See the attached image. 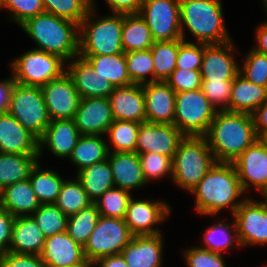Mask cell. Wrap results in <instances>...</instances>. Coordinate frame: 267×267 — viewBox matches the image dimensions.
I'll return each instance as SVG.
<instances>
[{
  "label": "cell",
  "mask_w": 267,
  "mask_h": 267,
  "mask_svg": "<svg viewBox=\"0 0 267 267\" xmlns=\"http://www.w3.org/2000/svg\"><path fill=\"white\" fill-rule=\"evenodd\" d=\"M217 163H233L257 140L251 114L218 110L204 135Z\"/></svg>",
  "instance_id": "cell-1"
},
{
  "label": "cell",
  "mask_w": 267,
  "mask_h": 267,
  "mask_svg": "<svg viewBox=\"0 0 267 267\" xmlns=\"http://www.w3.org/2000/svg\"><path fill=\"white\" fill-rule=\"evenodd\" d=\"M191 192L196 210L203 215H214L226 207L234 214L242 201L234 202L244 193L232 163H216Z\"/></svg>",
  "instance_id": "cell-2"
},
{
  "label": "cell",
  "mask_w": 267,
  "mask_h": 267,
  "mask_svg": "<svg viewBox=\"0 0 267 267\" xmlns=\"http://www.w3.org/2000/svg\"><path fill=\"white\" fill-rule=\"evenodd\" d=\"M20 27L37 43L38 50L59 56L64 61L78 58L77 23L44 12L28 19Z\"/></svg>",
  "instance_id": "cell-3"
},
{
  "label": "cell",
  "mask_w": 267,
  "mask_h": 267,
  "mask_svg": "<svg viewBox=\"0 0 267 267\" xmlns=\"http://www.w3.org/2000/svg\"><path fill=\"white\" fill-rule=\"evenodd\" d=\"M220 0H180L182 39L184 25L197 38L199 45L222 44L231 41L223 24Z\"/></svg>",
  "instance_id": "cell-4"
},
{
  "label": "cell",
  "mask_w": 267,
  "mask_h": 267,
  "mask_svg": "<svg viewBox=\"0 0 267 267\" xmlns=\"http://www.w3.org/2000/svg\"><path fill=\"white\" fill-rule=\"evenodd\" d=\"M216 163L205 136H184L172 159L173 181L191 192Z\"/></svg>",
  "instance_id": "cell-5"
},
{
  "label": "cell",
  "mask_w": 267,
  "mask_h": 267,
  "mask_svg": "<svg viewBox=\"0 0 267 267\" xmlns=\"http://www.w3.org/2000/svg\"><path fill=\"white\" fill-rule=\"evenodd\" d=\"M94 5L80 23L79 55H115L124 53L122 47V26L124 14L114 13L90 22ZM93 22V23H92Z\"/></svg>",
  "instance_id": "cell-6"
},
{
  "label": "cell",
  "mask_w": 267,
  "mask_h": 267,
  "mask_svg": "<svg viewBox=\"0 0 267 267\" xmlns=\"http://www.w3.org/2000/svg\"><path fill=\"white\" fill-rule=\"evenodd\" d=\"M8 112L38 140L47 129L50 118L41 87L14 82Z\"/></svg>",
  "instance_id": "cell-7"
},
{
  "label": "cell",
  "mask_w": 267,
  "mask_h": 267,
  "mask_svg": "<svg viewBox=\"0 0 267 267\" xmlns=\"http://www.w3.org/2000/svg\"><path fill=\"white\" fill-rule=\"evenodd\" d=\"M217 111L201 88L176 93L174 125L185 136H204Z\"/></svg>",
  "instance_id": "cell-8"
},
{
  "label": "cell",
  "mask_w": 267,
  "mask_h": 267,
  "mask_svg": "<svg viewBox=\"0 0 267 267\" xmlns=\"http://www.w3.org/2000/svg\"><path fill=\"white\" fill-rule=\"evenodd\" d=\"M63 62L64 60L59 56L37 48L32 49L12 62L14 82L42 87L51 80L60 78L66 72L63 69Z\"/></svg>",
  "instance_id": "cell-9"
},
{
  "label": "cell",
  "mask_w": 267,
  "mask_h": 267,
  "mask_svg": "<svg viewBox=\"0 0 267 267\" xmlns=\"http://www.w3.org/2000/svg\"><path fill=\"white\" fill-rule=\"evenodd\" d=\"M132 237L124 219L100 215L88 242L83 247L86 260L95 263L102 257L121 254Z\"/></svg>",
  "instance_id": "cell-10"
},
{
  "label": "cell",
  "mask_w": 267,
  "mask_h": 267,
  "mask_svg": "<svg viewBox=\"0 0 267 267\" xmlns=\"http://www.w3.org/2000/svg\"><path fill=\"white\" fill-rule=\"evenodd\" d=\"M138 15L147 23L154 41L182 39L180 0H144Z\"/></svg>",
  "instance_id": "cell-11"
},
{
  "label": "cell",
  "mask_w": 267,
  "mask_h": 267,
  "mask_svg": "<svg viewBox=\"0 0 267 267\" xmlns=\"http://www.w3.org/2000/svg\"><path fill=\"white\" fill-rule=\"evenodd\" d=\"M41 90L50 120L74 119L81 96L66 72Z\"/></svg>",
  "instance_id": "cell-12"
},
{
  "label": "cell",
  "mask_w": 267,
  "mask_h": 267,
  "mask_svg": "<svg viewBox=\"0 0 267 267\" xmlns=\"http://www.w3.org/2000/svg\"><path fill=\"white\" fill-rule=\"evenodd\" d=\"M232 215L241 245L267 244V207L261 201L242 200Z\"/></svg>",
  "instance_id": "cell-13"
},
{
  "label": "cell",
  "mask_w": 267,
  "mask_h": 267,
  "mask_svg": "<svg viewBox=\"0 0 267 267\" xmlns=\"http://www.w3.org/2000/svg\"><path fill=\"white\" fill-rule=\"evenodd\" d=\"M185 135L170 124H157L150 122L140 123L136 152L157 153L173 159L180 140Z\"/></svg>",
  "instance_id": "cell-14"
},
{
  "label": "cell",
  "mask_w": 267,
  "mask_h": 267,
  "mask_svg": "<svg viewBox=\"0 0 267 267\" xmlns=\"http://www.w3.org/2000/svg\"><path fill=\"white\" fill-rule=\"evenodd\" d=\"M170 206L164 202L130 199L125 215V223L133 236L157 235L159 230L153 225L163 222L170 213Z\"/></svg>",
  "instance_id": "cell-15"
},
{
  "label": "cell",
  "mask_w": 267,
  "mask_h": 267,
  "mask_svg": "<svg viewBox=\"0 0 267 267\" xmlns=\"http://www.w3.org/2000/svg\"><path fill=\"white\" fill-rule=\"evenodd\" d=\"M74 121L81 135L107 133L114 122L109 98H81Z\"/></svg>",
  "instance_id": "cell-16"
},
{
  "label": "cell",
  "mask_w": 267,
  "mask_h": 267,
  "mask_svg": "<svg viewBox=\"0 0 267 267\" xmlns=\"http://www.w3.org/2000/svg\"><path fill=\"white\" fill-rule=\"evenodd\" d=\"M221 45V46H220ZM231 41L222 44H205L200 74L202 80L233 81L240 73L234 55Z\"/></svg>",
  "instance_id": "cell-17"
},
{
  "label": "cell",
  "mask_w": 267,
  "mask_h": 267,
  "mask_svg": "<svg viewBox=\"0 0 267 267\" xmlns=\"http://www.w3.org/2000/svg\"><path fill=\"white\" fill-rule=\"evenodd\" d=\"M144 90L146 121L174 125L175 91L162 81L142 84Z\"/></svg>",
  "instance_id": "cell-18"
},
{
  "label": "cell",
  "mask_w": 267,
  "mask_h": 267,
  "mask_svg": "<svg viewBox=\"0 0 267 267\" xmlns=\"http://www.w3.org/2000/svg\"><path fill=\"white\" fill-rule=\"evenodd\" d=\"M243 191L252 184L262 191L267 186V151L257 140L233 163Z\"/></svg>",
  "instance_id": "cell-19"
},
{
  "label": "cell",
  "mask_w": 267,
  "mask_h": 267,
  "mask_svg": "<svg viewBox=\"0 0 267 267\" xmlns=\"http://www.w3.org/2000/svg\"><path fill=\"white\" fill-rule=\"evenodd\" d=\"M39 256L46 267H74L87 261L83 246L67 231L47 237Z\"/></svg>",
  "instance_id": "cell-20"
},
{
  "label": "cell",
  "mask_w": 267,
  "mask_h": 267,
  "mask_svg": "<svg viewBox=\"0 0 267 267\" xmlns=\"http://www.w3.org/2000/svg\"><path fill=\"white\" fill-rule=\"evenodd\" d=\"M0 153L39 155L38 139L9 112L0 113Z\"/></svg>",
  "instance_id": "cell-21"
},
{
  "label": "cell",
  "mask_w": 267,
  "mask_h": 267,
  "mask_svg": "<svg viewBox=\"0 0 267 267\" xmlns=\"http://www.w3.org/2000/svg\"><path fill=\"white\" fill-rule=\"evenodd\" d=\"M109 101L114 120L146 122L144 90L141 84L115 87Z\"/></svg>",
  "instance_id": "cell-22"
},
{
  "label": "cell",
  "mask_w": 267,
  "mask_h": 267,
  "mask_svg": "<svg viewBox=\"0 0 267 267\" xmlns=\"http://www.w3.org/2000/svg\"><path fill=\"white\" fill-rule=\"evenodd\" d=\"M72 61L66 71L71 78L81 98L103 97L109 98L115 87L110 82L95 74L94 68L84 58L78 56Z\"/></svg>",
  "instance_id": "cell-23"
},
{
  "label": "cell",
  "mask_w": 267,
  "mask_h": 267,
  "mask_svg": "<svg viewBox=\"0 0 267 267\" xmlns=\"http://www.w3.org/2000/svg\"><path fill=\"white\" fill-rule=\"evenodd\" d=\"M162 246L161 234L133 236L121 254L128 267H161Z\"/></svg>",
  "instance_id": "cell-24"
},
{
  "label": "cell",
  "mask_w": 267,
  "mask_h": 267,
  "mask_svg": "<svg viewBox=\"0 0 267 267\" xmlns=\"http://www.w3.org/2000/svg\"><path fill=\"white\" fill-rule=\"evenodd\" d=\"M81 134L74 119L51 120L43 136L38 140L39 155L42 145L47 147L58 157H70Z\"/></svg>",
  "instance_id": "cell-25"
},
{
  "label": "cell",
  "mask_w": 267,
  "mask_h": 267,
  "mask_svg": "<svg viewBox=\"0 0 267 267\" xmlns=\"http://www.w3.org/2000/svg\"><path fill=\"white\" fill-rule=\"evenodd\" d=\"M107 159L115 187L130 191L147 183L137 152H112V154L109 152Z\"/></svg>",
  "instance_id": "cell-26"
},
{
  "label": "cell",
  "mask_w": 267,
  "mask_h": 267,
  "mask_svg": "<svg viewBox=\"0 0 267 267\" xmlns=\"http://www.w3.org/2000/svg\"><path fill=\"white\" fill-rule=\"evenodd\" d=\"M45 240L46 237L31 215L18 216L12 226L9 251L16 254L39 255Z\"/></svg>",
  "instance_id": "cell-27"
},
{
  "label": "cell",
  "mask_w": 267,
  "mask_h": 267,
  "mask_svg": "<svg viewBox=\"0 0 267 267\" xmlns=\"http://www.w3.org/2000/svg\"><path fill=\"white\" fill-rule=\"evenodd\" d=\"M0 204L15 217L30 216L40 206L29 178L2 189Z\"/></svg>",
  "instance_id": "cell-28"
},
{
  "label": "cell",
  "mask_w": 267,
  "mask_h": 267,
  "mask_svg": "<svg viewBox=\"0 0 267 267\" xmlns=\"http://www.w3.org/2000/svg\"><path fill=\"white\" fill-rule=\"evenodd\" d=\"M267 100V87L256 85L240 73L232 83L229 112L252 114Z\"/></svg>",
  "instance_id": "cell-29"
},
{
  "label": "cell",
  "mask_w": 267,
  "mask_h": 267,
  "mask_svg": "<svg viewBox=\"0 0 267 267\" xmlns=\"http://www.w3.org/2000/svg\"><path fill=\"white\" fill-rule=\"evenodd\" d=\"M86 59L98 74L114 87H124L133 84L128 74L125 53L115 55H79Z\"/></svg>",
  "instance_id": "cell-30"
},
{
  "label": "cell",
  "mask_w": 267,
  "mask_h": 267,
  "mask_svg": "<svg viewBox=\"0 0 267 267\" xmlns=\"http://www.w3.org/2000/svg\"><path fill=\"white\" fill-rule=\"evenodd\" d=\"M39 155L0 153V191L29 178Z\"/></svg>",
  "instance_id": "cell-31"
},
{
  "label": "cell",
  "mask_w": 267,
  "mask_h": 267,
  "mask_svg": "<svg viewBox=\"0 0 267 267\" xmlns=\"http://www.w3.org/2000/svg\"><path fill=\"white\" fill-rule=\"evenodd\" d=\"M77 178L93 203L108 189L115 187L108 159L80 170Z\"/></svg>",
  "instance_id": "cell-32"
},
{
  "label": "cell",
  "mask_w": 267,
  "mask_h": 267,
  "mask_svg": "<svg viewBox=\"0 0 267 267\" xmlns=\"http://www.w3.org/2000/svg\"><path fill=\"white\" fill-rule=\"evenodd\" d=\"M121 38L124 53L150 49L155 42L147 23L138 14H124Z\"/></svg>",
  "instance_id": "cell-33"
},
{
  "label": "cell",
  "mask_w": 267,
  "mask_h": 267,
  "mask_svg": "<svg viewBox=\"0 0 267 267\" xmlns=\"http://www.w3.org/2000/svg\"><path fill=\"white\" fill-rule=\"evenodd\" d=\"M101 135H81L69 159L82 170L92 164L106 160L110 152L109 146L101 139Z\"/></svg>",
  "instance_id": "cell-34"
},
{
  "label": "cell",
  "mask_w": 267,
  "mask_h": 267,
  "mask_svg": "<svg viewBox=\"0 0 267 267\" xmlns=\"http://www.w3.org/2000/svg\"><path fill=\"white\" fill-rule=\"evenodd\" d=\"M29 180L40 204H54L64 183L53 170H41L39 162L32 169Z\"/></svg>",
  "instance_id": "cell-35"
},
{
  "label": "cell",
  "mask_w": 267,
  "mask_h": 267,
  "mask_svg": "<svg viewBox=\"0 0 267 267\" xmlns=\"http://www.w3.org/2000/svg\"><path fill=\"white\" fill-rule=\"evenodd\" d=\"M150 51L154 60V81L166 82L176 69L179 39L155 41Z\"/></svg>",
  "instance_id": "cell-36"
},
{
  "label": "cell",
  "mask_w": 267,
  "mask_h": 267,
  "mask_svg": "<svg viewBox=\"0 0 267 267\" xmlns=\"http://www.w3.org/2000/svg\"><path fill=\"white\" fill-rule=\"evenodd\" d=\"M54 204L69 217L89 207L93 201L88 197L81 181L77 178L75 181H64Z\"/></svg>",
  "instance_id": "cell-37"
},
{
  "label": "cell",
  "mask_w": 267,
  "mask_h": 267,
  "mask_svg": "<svg viewBox=\"0 0 267 267\" xmlns=\"http://www.w3.org/2000/svg\"><path fill=\"white\" fill-rule=\"evenodd\" d=\"M99 217L100 212L94 203L78 213L69 216L67 220V232L69 236L84 247L88 242L89 236L93 232Z\"/></svg>",
  "instance_id": "cell-38"
},
{
  "label": "cell",
  "mask_w": 267,
  "mask_h": 267,
  "mask_svg": "<svg viewBox=\"0 0 267 267\" xmlns=\"http://www.w3.org/2000/svg\"><path fill=\"white\" fill-rule=\"evenodd\" d=\"M140 123L126 120H114L107 133L114 145V152H136Z\"/></svg>",
  "instance_id": "cell-39"
},
{
  "label": "cell",
  "mask_w": 267,
  "mask_h": 267,
  "mask_svg": "<svg viewBox=\"0 0 267 267\" xmlns=\"http://www.w3.org/2000/svg\"><path fill=\"white\" fill-rule=\"evenodd\" d=\"M46 13L71 20L78 25L87 16L92 0H42Z\"/></svg>",
  "instance_id": "cell-40"
},
{
  "label": "cell",
  "mask_w": 267,
  "mask_h": 267,
  "mask_svg": "<svg viewBox=\"0 0 267 267\" xmlns=\"http://www.w3.org/2000/svg\"><path fill=\"white\" fill-rule=\"evenodd\" d=\"M31 216L46 238L67 231L68 217L55 204H40Z\"/></svg>",
  "instance_id": "cell-41"
},
{
  "label": "cell",
  "mask_w": 267,
  "mask_h": 267,
  "mask_svg": "<svg viewBox=\"0 0 267 267\" xmlns=\"http://www.w3.org/2000/svg\"><path fill=\"white\" fill-rule=\"evenodd\" d=\"M130 199L128 190L113 187L100 196L94 204L97 206L100 215L124 219Z\"/></svg>",
  "instance_id": "cell-42"
},
{
  "label": "cell",
  "mask_w": 267,
  "mask_h": 267,
  "mask_svg": "<svg viewBox=\"0 0 267 267\" xmlns=\"http://www.w3.org/2000/svg\"><path fill=\"white\" fill-rule=\"evenodd\" d=\"M125 59L128 74L133 84L142 85L147 82H154V60L150 49L125 53ZM147 74H151V80L146 78Z\"/></svg>",
  "instance_id": "cell-43"
},
{
  "label": "cell",
  "mask_w": 267,
  "mask_h": 267,
  "mask_svg": "<svg viewBox=\"0 0 267 267\" xmlns=\"http://www.w3.org/2000/svg\"><path fill=\"white\" fill-rule=\"evenodd\" d=\"M227 223H217L209 227L205 233L204 243L205 247H200L203 249H207L214 253L222 254V251L228 249L232 246L233 242L237 243V245L241 246L238 233L237 226L234 220L233 227L235 230V236L231 235V230L229 229ZM231 235V236H230ZM234 236V237H233ZM232 238V239H231Z\"/></svg>",
  "instance_id": "cell-44"
},
{
  "label": "cell",
  "mask_w": 267,
  "mask_h": 267,
  "mask_svg": "<svg viewBox=\"0 0 267 267\" xmlns=\"http://www.w3.org/2000/svg\"><path fill=\"white\" fill-rule=\"evenodd\" d=\"M239 72L251 83L267 87V55L252 49Z\"/></svg>",
  "instance_id": "cell-45"
},
{
  "label": "cell",
  "mask_w": 267,
  "mask_h": 267,
  "mask_svg": "<svg viewBox=\"0 0 267 267\" xmlns=\"http://www.w3.org/2000/svg\"><path fill=\"white\" fill-rule=\"evenodd\" d=\"M141 168L145 181L150 178H161L171 172L172 175V158L157 153H141L139 154Z\"/></svg>",
  "instance_id": "cell-46"
},
{
  "label": "cell",
  "mask_w": 267,
  "mask_h": 267,
  "mask_svg": "<svg viewBox=\"0 0 267 267\" xmlns=\"http://www.w3.org/2000/svg\"><path fill=\"white\" fill-rule=\"evenodd\" d=\"M3 7L12 11V19L20 26L28 19L45 12L42 0H2L0 9Z\"/></svg>",
  "instance_id": "cell-47"
},
{
  "label": "cell",
  "mask_w": 267,
  "mask_h": 267,
  "mask_svg": "<svg viewBox=\"0 0 267 267\" xmlns=\"http://www.w3.org/2000/svg\"><path fill=\"white\" fill-rule=\"evenodd\" d=\"M204 52L205 44L201 43L200 46H197L192 42L179 39L176 69L200 70Z\"/></svg>",
  "instance_id": "cell-48"
},
{
  "label": "cell",
  "mask_w": 267,
  "mask_h": 267,
  "mask_svg": "<svg viewBox=\"0 0 267 267\" xmlns=\"http://www.w3.org/2000/svg\"><path fill=\"white\" fill-rule=\"evenodd\" d=\"M233 81H212L202 80L201 89L209 102L217 109V105H221L219 110L229 111L230 93Z\"/></svg>",
  "instance_id": "cell-49"
},
{
  "label": "cell",
  "mask_w": 267,
  "mask_h": 267,
  "mask_svg": "<svg viewBox=\"0 0 267 267\" xmlns=\"http://www.w3.org/2000/svg\"><path fill=\"white\" fill-rule=\"evenodd\" d=\"M166 83L175 93L197 90L201 88L202 76L200 70L175 69L166 80Z\"/></svg>",
  "instance_id": "cell-50"
},
{
  "label": "cell",
  "mask_w": 267,
  "mask_h": 267,
  "mask_svg": "<svg viewBox=\"0 0 267 267\" xmlns=\"http://www.w3.org/2000/svg\"><path fill=\"white\" fill-rule=\"evenodd\" d=\"M188 267H226L222 255L200 247L186 251Z\"/></svg>",
  "instance_id": "cell-51"
},
{
  "label": "cell",
  "mask_w": 267,
  "mask_h": 267,
  "mask_svg": "<svg viewBox=\"0 0 267 267\" xmlns=\"http://www.w3.org/2000/svg\"><path fill=\"white\" fill-rule=\"evenodd\" d=\"M0 267H46L39 255L16 254L10 251L0 255Z\"/></svg>",
  "instance_id": "cell-52"
},
{
  "label": "cell",
  "mask_w": 267,
  "mask_h": 267,
  "mask_svg": "<svg viewBox=\"0 0 267 267\" xmlns=\"http://www.w3.org/2000/svg\"><path fill=\"white\" fill-rule=\"evenodd\" d=\"M15 218L0 204V255L9 251Z\"/></svg>",
  "instance_id": "cell-53"
},
{
  "label": "cell",
  "mask_w": 267,
  "mask_h": 267,
  "mask_svg": "<svg viewBox=\"0 0 267 267\" xmlns=\"http://www.w3.org/2000/svg\"><path fill=\"white\" fill-rule=\"evenodd\" d=\"M144 0H106L113 13L138 14Z\"/></svg>",
  "instance_id": "cell-54"
},
{
  "label": "cell",
  "mask_w": 267,
  "mask_h": 267,
  "mask_svg": "<svg viewBox=\"0 0 267 267\" xmlns=\"http://www.w3.org/2000/svg\"><path fill=\"white\" fill-rule=\"evenodd\" d=\"M257 137L267 135V100L252 114Z\"/></svg>",
  "instance_id": "cell-55"
},
{
  "label": "cell",
  "mask_w": 267,
  "mask_h": 267,
  "mask_svg": "<svg viewBox=\"0 0 267 267\" xmlns=\"http://www.w3.org/2000/svg\"><path fill=\"white\" fill-rule=\"evenodd\" d=\"M14 84L13 76L0 82V113L8 112L10 93Z\"/></svg>",
  "instance_id": "cell-56"
},
{
  "label": "cell",
  "mask_w": 267,
  "mask_h": 267,
  "mask_svg": "<svg viewBox=\"0 0 267 267\" xmlns=\"http://www.w3.org/2000/svg\"><path fill=\"white\" fill-rule=\"evenodd\" d=\"M94 264H99V267H128L122 254L102 257Z\"/></svg>",
  "instance_id": "cell-57"
},
{
  "label": "cell",
  "mask_w": 267,
  "mask_h": 267,
  "mask_svg": "<svg viewBox=\"0 0 267 267\" xmlns=\"http://www.w3.org/2000/svg\"><path fill=\"white\" fill-rule=\"evenodd\" d=\"M256 31L257 47L253 50L267 55V22L262 23Z\"/></svg>",
  "instance_id": "cell-58"
},
{
  "label": "cell",
  "mask_w": 267,
  "mask_h": 267,
  "mask_svg": "<svg viewBox=\"0 0 267 267\" xmlns=\"http://www.w3.org/2000/svg\"><path fill=\"white\" fill-rule=\"evenodd\" d=\"M258 140L262 143V145L267 151V135L258 137Z\"/></svg>",
  "instance_id": "cell-59"
},
{
  "label": "cell",
  "mask_w": 267,
  "mask_h": 267,
  "mask_svg": "<svg viewBox=\"0 0 267 267\" xmlns=\"http://www.w3.org/2000/svg\"><path fill=\"white\" fill-rule=\"evenodd\" d=\"M260 193L265 196L266 201H262V203L267 207V186Z\"/></svg>",
  "instance_id": "cell-60"
},
{
  "label": "cell",
  "mask_w": 267,
  "mask_h": 267,
  "mask_svg": "<svg viewBox=\"0 0 267 267\" xmlns=\"http://www.w3.org/2000/svg\"><path fill=\"white\" fill-rule=\"evenodd\" d=\"M93 265H94V263L86 261L85 263L79 264V265L74 266V267H92Z\"/></svg>",
  "instance_id": "cell-61"
},
{
  "label": "cell",
  "mask_w": 267,
  "mask_h": 267,
  "mask_svg": "<svg viewBox=\"0 0 267 267\" xmlns=\"http://www.w3.org/2000/svg\"><path fill=\"white\" fill-rule=\"evenodd\" d=\"M263 2H264V6L266 7L265 9L267 11V0H263Z\"/></svg>",
  "instance_id": "cell-62"
}]
</instances>
